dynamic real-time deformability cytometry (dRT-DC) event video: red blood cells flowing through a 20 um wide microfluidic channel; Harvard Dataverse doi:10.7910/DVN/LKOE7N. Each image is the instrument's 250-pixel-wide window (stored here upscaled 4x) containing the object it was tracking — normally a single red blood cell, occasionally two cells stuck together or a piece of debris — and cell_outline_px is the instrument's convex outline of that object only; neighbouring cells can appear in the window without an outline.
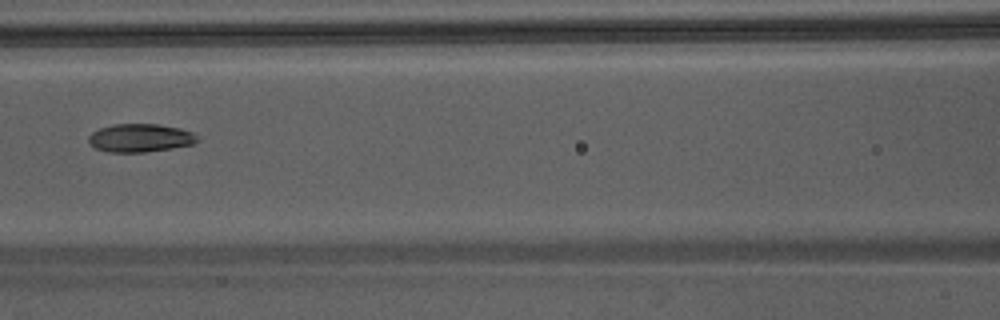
{"species": "Egyptian fruit bat (a non-hibernating species)", "species_latin": "Rousettus aegyptiacus", "temperature_condition": "warm", "stored_images_in_passage": 34, "camera_frame_rate_fps": 3000, "um_per_image_px": 0.085, "animal": {"sex": "male"}, "frame": {"image": 1, "passage_image": 11, "time_ms": 3.333, "image_size_px": [1000, 320], "cell_outline_px": [[200, 140], [192, 144], [172, 148], [144, 152], [108, 152], [96, 148], [88, 140], [88, 136], [92, 132], [100, 128], [112, 124], [156, 124], [180, 128], [192, 132]], "centroid_in_image_um": [11.91, 11.72], "position_along_channel_um": 154.7, "area_um2": 17.8}}
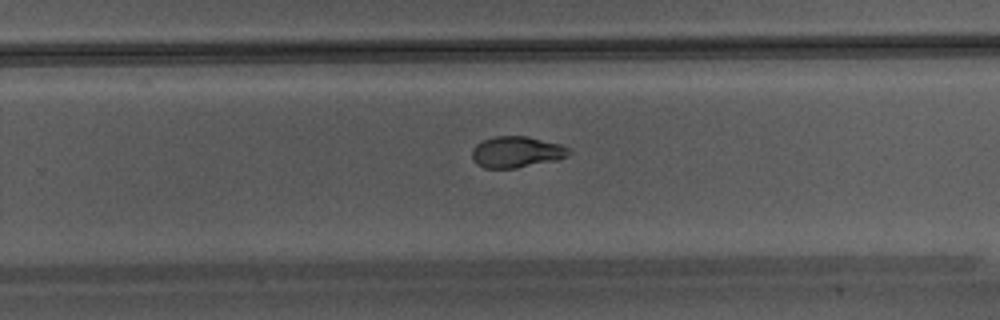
{"frame": {"image": 2, "passage_image": 20, "time_ms": 6.333, "image_size_px": [1000, 320], "cell_outline_px": [[572, 152], [568, 156], [556, 160], [516, 168], [484, 168], [476, 164], [472, 160], [472, 148], [476, 144], [484, 140], [496, 136], [528, 136], [560, 144], [568, 148]], "centroid_in_image_um": [43.89, 12.92], "position_along_channel_um": 285.9, "area_um2": 17.69}}
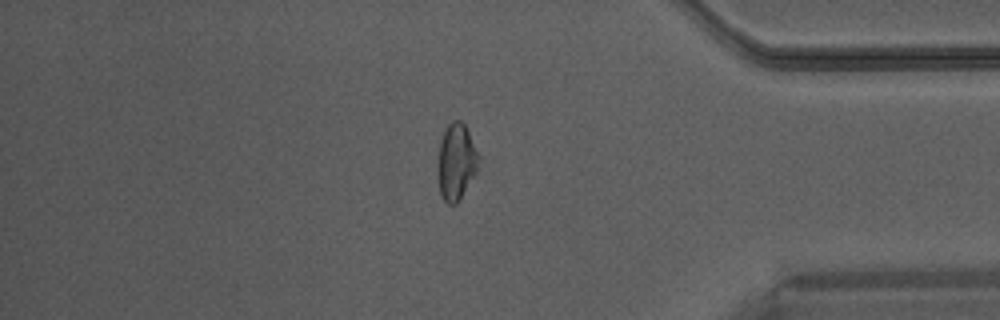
{"frame": {"image": 3, "passage_image": 29, "time_ms": 9.333, "image_size_px": [1000, 320], "cell_outline_px": [[480, 160], [476, 172], [460, 200], [456, 204], [448, 204], [440, 196], [436, 172], [436, 164], [440, 140], [444, 128], [452, 120], [460, 120], [464, 124], [480, 156]], "centroid_in_image_um": [38.74, 13.76], "position_along_channel_um": 396.5, "area_um2": 18.73}}